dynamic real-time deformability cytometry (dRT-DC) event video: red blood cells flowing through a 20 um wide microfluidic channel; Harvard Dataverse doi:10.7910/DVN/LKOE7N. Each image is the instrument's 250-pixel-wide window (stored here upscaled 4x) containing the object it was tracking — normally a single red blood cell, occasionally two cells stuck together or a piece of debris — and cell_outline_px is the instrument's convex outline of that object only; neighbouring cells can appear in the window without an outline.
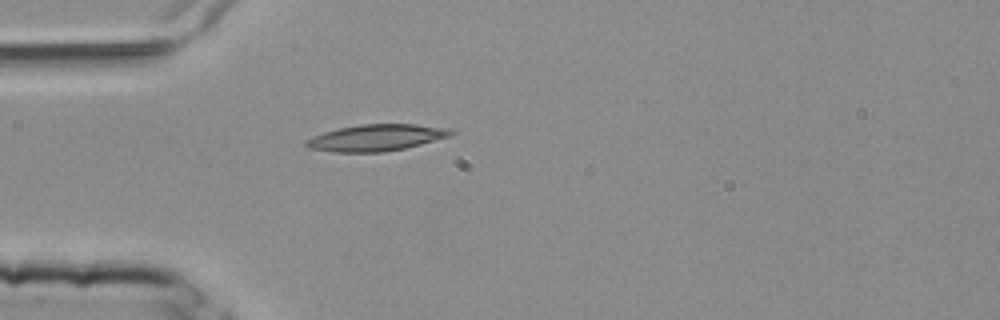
{"species": "common noctule bat (a hibernating species)", "species_latin": "Nyctalus noctula", "temperature_condition": "room temperature", "stored_images_in_passage": 1, "camera_frame_rate_fps": 3000, "um_per_image_px": 0.085, "animal": {"sex": "female", "body_mass_g": 25.1}, "frame": {"image": 1, "passage_image": 1, "time_ms": 0.0, "image_size_px": [1000, 320], "cell_outline_px": [[456, 132], [452, 136], [404, 148], [384, 152], [332, 152], [308, 148], [304, 144], [304, 140], [312, 136], [324, 132], [340, 128], [360, 124], [416, 124], [448, 128]], "centroid_in_image_um": [31.97, 11.7], "position_along_channel_um": 53.0, "area_um2": 22.48}}